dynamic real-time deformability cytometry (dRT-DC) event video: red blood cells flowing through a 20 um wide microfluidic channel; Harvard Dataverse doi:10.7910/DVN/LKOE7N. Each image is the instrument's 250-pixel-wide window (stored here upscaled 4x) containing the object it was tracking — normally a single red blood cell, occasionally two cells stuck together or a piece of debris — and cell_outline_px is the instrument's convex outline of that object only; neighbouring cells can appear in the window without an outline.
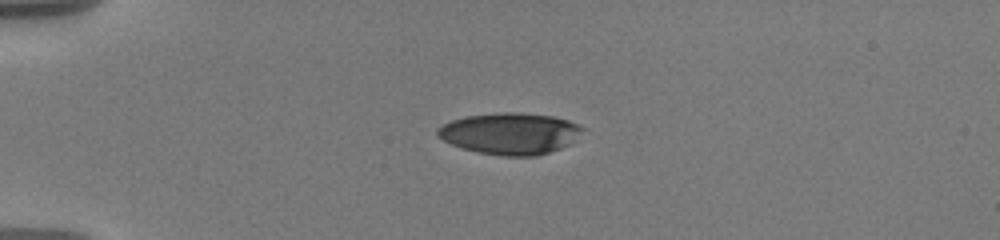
{"species": "human", "species_latin": "Homo sapiens", "temperature_condition": "warm", "stored_images_in_passage": 13, "camera_frame_rate_fps": 3000, "um_per_image_px": 0.085, "donor": {"sex": "male"}, "frame": {"image": 1, "passage_image": 10, "time_ms": 4.667, "image_size_px": [1000, 240], "cell_outline_px": [[584, 128], [572, 144], [536, 156], [504, 156], [476, 152], [452, 144], [436, 136], [436, 128], [452, 120], [464, 116], [504, 112], [520, 112], [556, 116], [580, 124]], "centroid_in_image_um": [43.38, 11.34], "position_along_channel_um": 41.6, "area_um2": 35.32}}
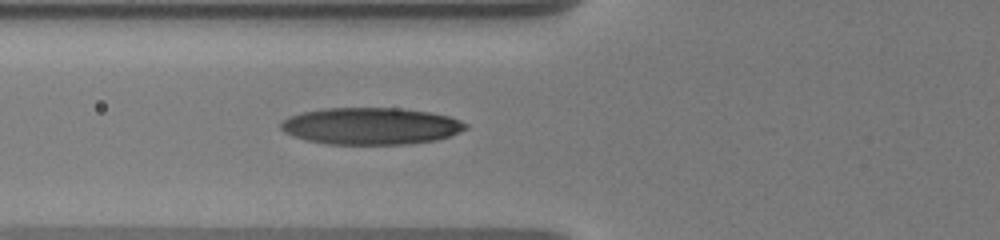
{"frame": {"image": 2, "passage_image": 13, "time_ms": 7.333, "image_size_px": [1000, 240], "cell_outline_px": [[468, 128], [452, 136], [436, 140], [408, 144], [328, 144], [308, 140], [292, 136], [284, 132], [280, 128], [280, 124], [288, 116], [300, 112], [324, 108], [400, 108], [432, 112], [448, 116], [460, 120], [468, 124]], "centroid_in_image_um": [31.54, 10.71], "position_along_channel_um": 94.3, "area_um2": 40.06}}